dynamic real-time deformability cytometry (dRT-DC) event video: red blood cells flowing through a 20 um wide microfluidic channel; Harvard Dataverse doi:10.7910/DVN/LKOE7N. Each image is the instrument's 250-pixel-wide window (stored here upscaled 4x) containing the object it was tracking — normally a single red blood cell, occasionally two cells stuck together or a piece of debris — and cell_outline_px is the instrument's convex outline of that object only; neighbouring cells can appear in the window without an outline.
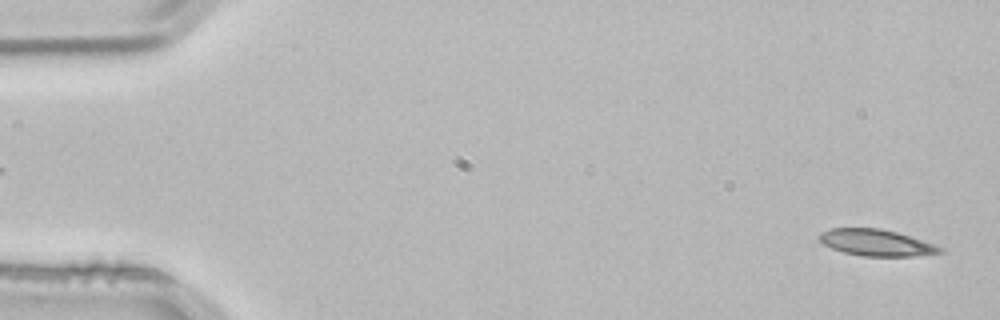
{"species": "common noctule bat (a hibernating species)", "species_latin": "Nyctalus noctula", "temperature_condition": "room temperature", "stored_images_in_passage": 4, "segment_of_instrument_passage": [2, 2], "camera_frame_rate_fps": 3000, "um_per_image_px": 0.085, "animal": {"sex": "male", "body_mass_g": 21.5, "forearm_length_mm": 52.0}, "frame": {"image": 1, "passage_image": 4, "time_ms": 1.0, "image_size_px": [1000, 320], "cell_outline_px": [[944, 252], [912, 256], [860, 256], [844, 252], [832, 248], [824, 244], [816, 236], [820, 232], [828, 228], [880, 228], [896, 232], [944, 248]], "centroid_in_image_um": [74.42, 20.62], "position_along_channel_um": 10.6, "area_um2": 18.5}}